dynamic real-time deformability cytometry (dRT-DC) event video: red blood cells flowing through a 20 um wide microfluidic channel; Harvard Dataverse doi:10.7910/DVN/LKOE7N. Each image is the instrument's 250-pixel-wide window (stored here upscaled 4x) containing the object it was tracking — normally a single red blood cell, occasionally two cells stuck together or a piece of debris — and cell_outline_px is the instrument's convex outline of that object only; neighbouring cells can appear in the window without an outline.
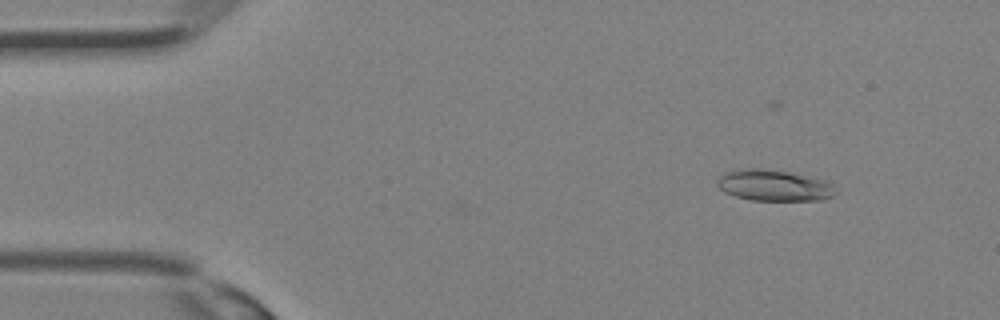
{"species": "Egyptian fruit bat (a non-hibernating species)", "species_latin": "Rousettus aegyptiacus", "temperature_condition": "room temperature", "stored_images_in_passage": 34, "segment_of_instrument_passage": [1, 2], "camera_frame_rate_fps": 3000, "um_per_image_px": 0.085, "animal": {"sex": "female"}, "frame": {"image": 1, "passage_image": 4, "time_ms": 1.0, "image_size_px": [1000, 320], "cell_outline_px": [[836, 192], [832, 196], [824, 200], [752, 200], [736, 196], [724, 192], [716, 184], [716, 180], [724, 172], [744, 168], [760, 168], [788, 172], [824, 180], [832, 184]], "centroid_in_image_um": [65.76, 15.76], "position_along_channel_um": 19.2, "area_um2": 21.39}}
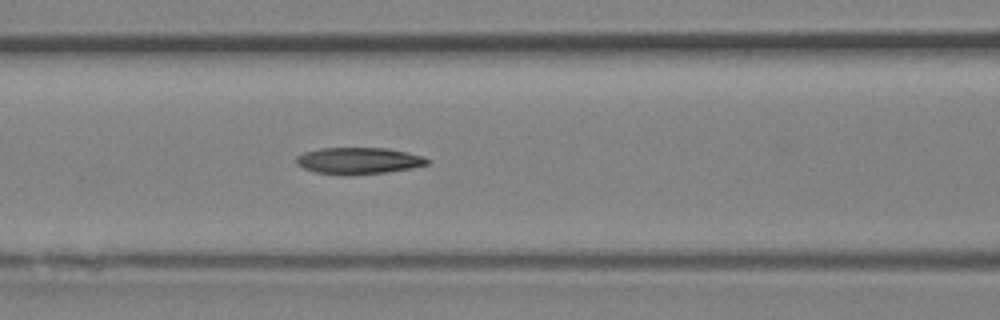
{"frame": {"image": 2, "passage_image": 14, "time_ms": 4.333, "image_size_px": [1000, 320], "cell_outline_px": [[432, 160], [428, 164], [412, 168], [388, 172], [316, 172], [304, 168], [296, 164], [296, 156], [304, 152], [320, 148], [388, 148], [408, 152], [424, 156]], "centroid_in_image_um": [30.55, 13.61], "position_along_channel_um": 136.1, "area_um2": 19.59}}
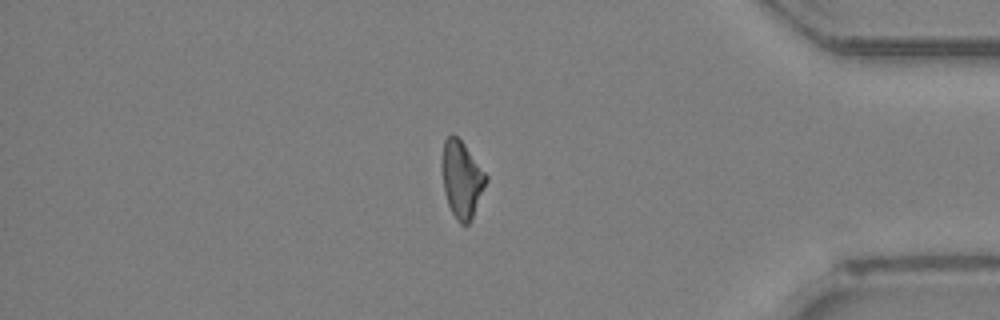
{"frame": {"image": 3, "passage_image": 28, "time_ms": 9.0, "image_size_px": [1000, 320], "cell_outline_px": [[488, 180], [472, 216], [468, 224], [460, 224], [456, 220], [448, 204], [444, 192], [440, 164], [444, 140], [452, 132], [464, 144], [488, 176]], "centroid_in_image_um": [39.22, 15.21], "position_along_channel_um": 396.0, "area_um2": 19.77}}